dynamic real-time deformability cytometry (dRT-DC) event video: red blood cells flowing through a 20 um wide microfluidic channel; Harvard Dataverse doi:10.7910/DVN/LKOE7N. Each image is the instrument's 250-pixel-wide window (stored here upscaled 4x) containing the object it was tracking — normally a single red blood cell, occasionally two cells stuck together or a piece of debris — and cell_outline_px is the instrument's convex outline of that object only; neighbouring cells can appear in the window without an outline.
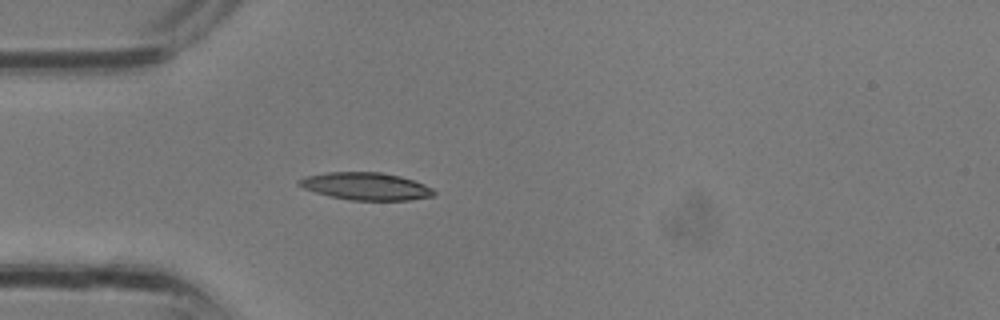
{"species": "common noctule bat (a hibernating species)", "species_latin": "Nyctalus noctula", "temperature_condition": "room temperature", "stored_images_in_passage": 8, "camera_frame_rate_fps": 3000, "um_per_image_px": 0.085, "animal": {"sex": "male", "body_mass_g": 13.3}, "frame": {"image": 1, "passage_image": 5, "time_ms": 1.333, "image_size_px": [1000, 320], "cell_outline_px": [[436, 196], [408, 200], [348, 200], [316, 192], [304, 188], [296, 184], [296, 180], [304, 176], [328, 172], [380, 172], [400, 176], [424, 184], [432, 188], [436, 192]], "centroid_in_image_um": [31.09, 15.83], "position_along_channel_um": 53.9, "area_um2": 21.62}}
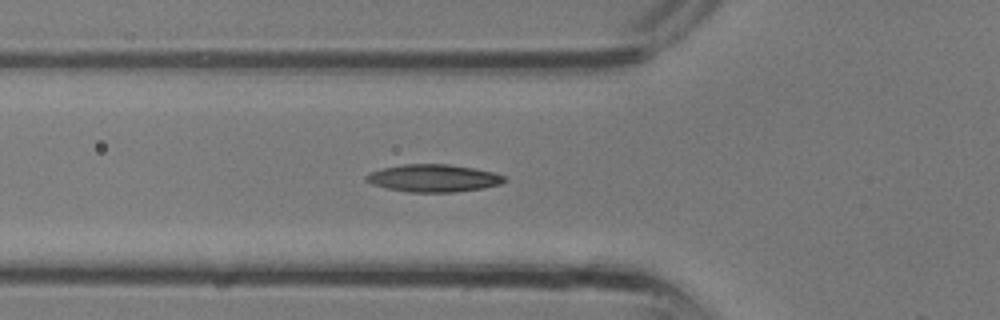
{"frame": {"image": 2, "passage_image": 7, "time_ms": 2.0, "image_size_px": [1000, 320], "cell_outline_px": [[508, 180], [500, 184], [484, 188], [456, 192], [408, 192], [388, 188], [372, 184], [364, 180], [364, 176], [372, 172], [384, 168], [404, 164], [448, 164], [472, 168], [492, 172], [504, 176]], "centroid_in_image_um": [36.85, 15.15], "position_along_channel_um": 88.9, "area_um2": 22.02}}